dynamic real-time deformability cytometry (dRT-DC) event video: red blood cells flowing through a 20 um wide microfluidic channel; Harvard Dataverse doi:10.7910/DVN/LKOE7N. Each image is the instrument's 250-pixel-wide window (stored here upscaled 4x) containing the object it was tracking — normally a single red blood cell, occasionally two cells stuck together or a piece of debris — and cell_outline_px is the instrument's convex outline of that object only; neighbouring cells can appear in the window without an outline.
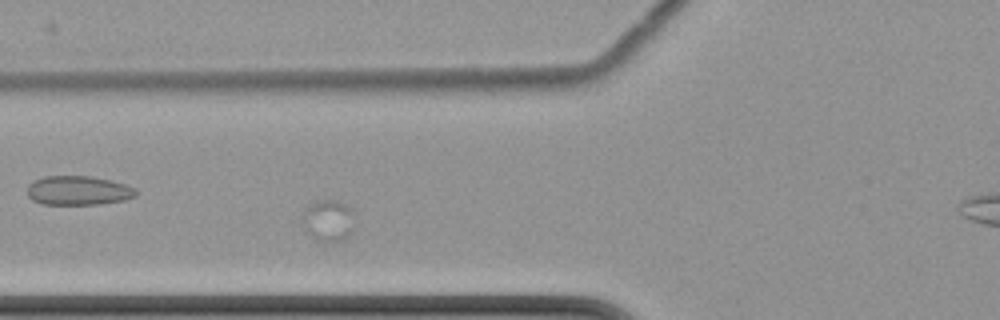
{"species": "common noctule bat (a hibernating species)", "species_latin": "Nyctalus noctula", "temperature_condition": "cold", "stored_images_in_passage": 5, "camera_frame_rate_fps": 3000, "um_per_image_px": 0.085, "animal": {"sex": "female", "body_mass_g": 22.7, "forearm_length_mm": 54.2}, "frame": {"image": 1, "passage_image": 4, "time_ms": 3.667, "image_size_px": [1000, 320], "cell_outline_px": [[352, 228], [340, 240], [320, 240], [308, 236], [304, 232], [304, 212], [312, 204], [320, 200], [336, 200], [352, 208]], "centroid_in_image_um": [27.87, 18.72], "position_along_channel_um": 97.9, "area_um2": 11.96}}